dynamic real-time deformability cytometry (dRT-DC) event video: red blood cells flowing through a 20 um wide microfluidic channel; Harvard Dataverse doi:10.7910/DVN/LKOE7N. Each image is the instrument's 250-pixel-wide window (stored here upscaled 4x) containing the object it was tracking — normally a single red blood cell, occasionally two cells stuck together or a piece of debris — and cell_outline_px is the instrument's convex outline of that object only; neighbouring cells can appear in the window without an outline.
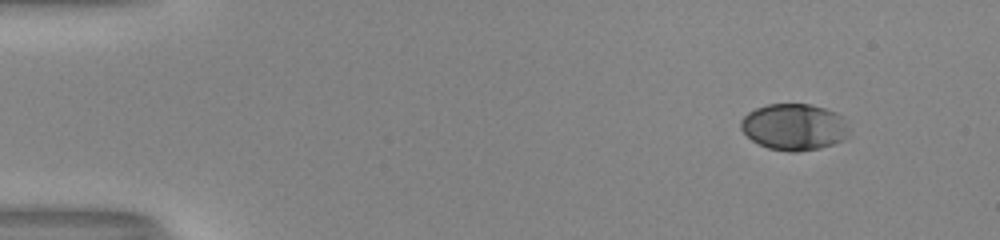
{"species": "human", "species_latin": "Homo sapiens", "temperature_condition": "room temperature", "stored_images_in_passage": 49, "camera_frame_rate_fps": 3000, "um_per_image_px": 0.085, "donor": {"sex": "male"}, "frame": {"image": 1, "passage_image": 1, "time_ms": 0.0, "image_size_px": [1000, 240], "cell_outline_px": [[848, 136], [844, 140], [820, 148], [796, 152], [788, 152], [768, 148], [752, 140], [740, 128], [740, 120], [748, 112], [756, 108], [768, 104], [808, 104], [824, 108], [836, 112], [840, 116], [848, 128]], "centroid_in_image_um": [67.48, 10.79], "position_along_channel_um": 17.5, "area_um2": 29.25}}
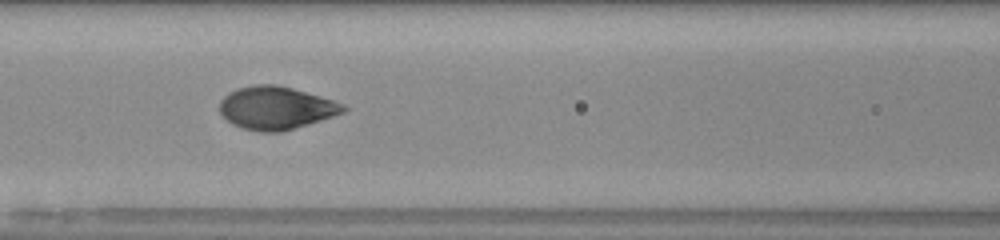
{"frame": {"image": 2, "passage_image": 20, "time_ms": 6.333, "image_size_px": [1000, 240], "cell_outline_px": [[348, 108], [344, 112], [320, 120], [280, 132], [260, 132], [240, 128], [232, 124], [220, 112], [220, 100], [228, 92], [252, 84], [276, 84], [292, 88], [332, 100], [344, 104]], "centroid_in_image_um": [23.43, 9.17], "position_along_channel_um": 143.2, "area_um2": 30.69}}
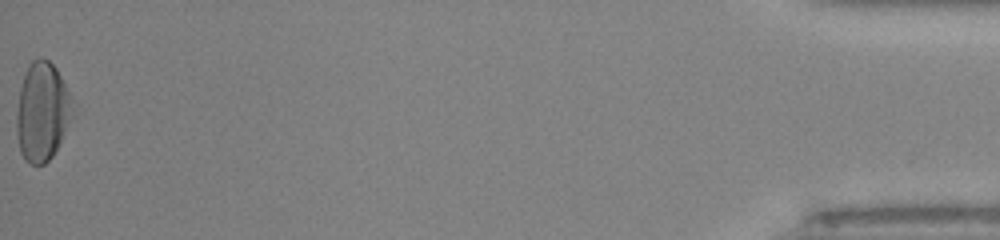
{"frame": {"image": 3, "passage_image": 49, "time_ms": 16.0, "image_size_px": [1000, 240], "cell_outline_px": [[72, 116], [52, 156], [44, 164], [28, 164], [24, 160], [20, 152], [16, 136], [16, 116], [20, 88], [24, 76], [32, 60], [40, 56], [48, 60], [56, 68], [68, 92], [72, 108]], "centroid_in_image_um": [3.54, 9.51], "position_along_channel_um": 431.7, "area_um2": 31.73}, "authors_computed_cell_mechanics": {"area_um2": 30.2294, "velocity_mm_per_s": 4.0135, "shape_relaxation_time_tau1_ms": 3.3558, "shape_relaxation_time_tau2_ms": null, "deformation_change_tau1": 0.1924, "deformation_change_tau2": null}}